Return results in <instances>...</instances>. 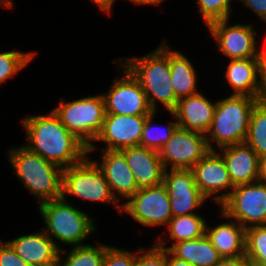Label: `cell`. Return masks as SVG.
Here are the masks:
<instances>
[{"label":"cell","mask_w":266,"mask_h":266,"mask_svg":"<svg viewBox=\"0 0 266 266\" xmlns=\"http://www.w3.org/2000/svg\"><path fill=\"white\" fill-rule=\"evenodd\" d=\"M169 251L192 266H216L222 259L205 234L194 240L175 243Z\"/></svg>","instance_id":"obj_24"},{"label":"cell","mask_w":266,"mask_h":266,"mask_svg":"<svg viewBox=\"0 0 266 266\" xmlns=\"http://www.w3.org/2000/svg\"><path fill=\"white\" fill-rule=\"evenodd\" d=\"M215 211L218 212L216 215L219 217L217 224L214 223V219L213 225L210 220H207L205 228V235L213 247L222 258L245 255L246 229L236 220L229 218L222 210Z\"/></svg>","instance_id":"obj_16"},{"label":"cell","mask_w":266,"mask_h":266,"mask_svg":"<svg viewBox=\"0 0 266 266\" xmlns=\"http://www.w3.org/2000/svg\"><path fill=\"white\" fill-rule=\"evenodd\" d=\"M257 102L266 107V70L262 71L260 90L257 96Z\"/></svg>","instance_id":"obj_40"},{"label":"cell","mask_w":266,"mask_h":266,"mask_svg":"<svg viewBox=\"0 0 266 266\" xmlns=\"http://www.w3.org/2000/svg\"><path fill=\"white\" fill-rule=\"evenodd\" d=\"M91 4L96 6L100 10L102 14L107 15L110 17L113 14V9L115 4H117V0H88Z\"/></svg>","instance_id":"obj_37"},{"label":"cell","mask_w":266,"mask_h":266,"mask_svg":"<svg viewBox=\"0 0 266 266\" xmlns=\"http://www.w3.org/2000/svg\"><path fill=\"white\" fill-rule=\"evenodd\" d=\"M0 266H31L23 261L12 246L0 238Z\"/></svg>","instance_id":"obj_35"},{"label":"cell","mask_w":266,"mask_h":266,"mask_svg":"<svg viewBox=\"0 0 266 266\" xmlns=\"http://www.w3.org/2000/svg\"><path fill=\"white\" fill-rule=\"evenodd\" d=\"M0 7L12 11L16 6L13 0H0Z\"/></svg>","instance_id":"obj_44"},{"label":"cell","mask_w":266,"mask_h":266,"mask_svg":"<svg viewBox=\"0 0 266 266\" xmlns=\"http://www.w3.org/2000/svg\"><path fill=\"white\" fill-rule=\"evenodd\" d=\"M59 97L51 110L60 122L88 148L102 129L105 118L103 94L81 96L72 100Z\"/></svg>","instance_id":"obj_7"},{"label":"cell","mask_w":266,"mask_h":266,"mask_svg":"<svg viewBox=\"0 0 266 266\" xmlns=\"http://www.w3.org/2000/svg\"><path fill=\"white\" fill-rule=\"evenodd\" d=\"M120 152L124 155L139 188L163 183L165 169L158 151L139 145L122 149Z\"/></svg>","instance_id":"obj_21"},{"label":"cell","mask_w":266,"mask_h":266,"mask_svg":"<svg viewBox=\"0 0 266 266\" xmlns=\"http://www.w3.org/2000/svg\"><path fill=\"white\" fill-rule=\"evenodd\" d=\"M196 15L202 20L205 28L212 22L232 18L236 0H193ZM233 8V9H232ZM232 16V17H231Z\"/></svg>","instance_id":"obj_29"},{"label":"cell","mask_w":266,"mask_h":266,"mask_svg":"<svg viewBox=\"0 0 266 266\" xmlns=\"http://www.w3.org/2000/svg\"><path fill=\"white\" fill-rule=\"evenodd\" d=\"M191 171L200 192L217 208L235 187L223 157L216 150H210Z\"/></svg>","instance_id":"obj_14"},{"label":"cell","mask_w":266,"mask_h":266,"mask_svg":"<svg viewBox=\"0 0 266 266\" xmlns=\"http://www.w3.org/2000/svg\"><path fill=\"white\" fill-rule=\"evenodd\" d=\"M172 217L201 213L200 210L210 206V201L203 194L169 195ZM203 207V208H202Z\"/></svg>","instance_id":"obj_32"},{"label":"cell","mask_w":266,"mask_h":266,"mask_svg":"<svg viewBox=\"0 0 266 266\" xmlns=\"http://www.w3.org/2000/svg\"><path fill=\"white\" fill-rule=\"evenodd\" d=\"M236 2V5L241 3L244 6L243 9L247 8L252 12V19L255 20L252 16L255 15L261 25H266V0H236Z\"/></svg>","instance_id":"obj_36"},{"label":"cell","mask_w":266,"mask_h":266,"mask_svg":"<svg viewBox=\"0 0 266 266\" xmlns=\"http://www.w3.org/2000/svg\"><path fill=\"white\" fill-rule=\"evenodd\" d=\"M205 216L207 215L194 213L172 217L166 228L163 229L165 232L158 234L157 238L154 236V243L159 248L169 250L175 243L202 237L205 234L208 219Z\"/></svg>","instance_id":"obj_22"},{"label":"cell","mask_w":266,"mask_h":266,"mask_svg":"<svg viewBox=\"0 0 266 266\" xmlns=\"http://www.w3.org/2000/svg\"><path fill=\"white\" fill-rule=\"evenodd\" d=\"M163 184L168 195L202 194L191 169H168L163 173Z\"/></svg>","instance_id":"obj_30"},{"label":"cell","mask_w":266,"mask_h":266,"mask_svg":"<svg viewBox=\"0 0 266 266\" xmlns=\"http://www.w3.org/2000/svg\"><path fill=\"white\" fill-rule=\"evenodd\" d=\"M167 0H126V2H130L133 3V5H136V6H149V7H156L157 6H161V4L165 3Z\"/></svg>","instance_id":"obj_41"},{"label":"cell","mask_w":266,"mask_h":266,"mask_svg":"<svg viewBox=\"0 0 266 266\" xmlns=\"http://www.w3.org/2000/svg\"><path fill=\"white\" fill-rule=\"evenodd\" d=\"M147 116L105 114L102 129L88 149L120 151L139 146Z\"/></svg>","instance_id":"obj_13"},{"label":"cell","mask_w":266,"mask_h":266,"mask_svg":"<svg viewBox=\"0 0 266 266\" xmlns=\"http://www.w3.org/2000/svg\"><path fill=\"white\" fill-rule=\"evenodd\" d=\"M259 181L266 183V155L259 157Z\"/></svg>","instance_id":"obj_43"},{"label":"cell","mask_w":266,"mask_h":266,"mask_svg":"<svg viewBox=\"0 0 266 266\" xmlns=\"http://www.w3.org/2000/svg\"><path fill=\"white\" fill-rule=\"evenodd\" d=\"M210 148L206 135L177 127L158 151L162 165L168 169H191Z\"/></svg>","instance_id":"obj_12"},{"label":"cell","mask_w":266,"mask_h":266,"mask_svg":"<svg viewBox=\"0 0 266 266\" xmlns=\"http://www.w3.org/2000/svg\"><path fill=\"white\" fill-rule=\"evenodd\" d=\"M245 143L258 155H266V107L256 103L250 117Z\"/></svg>","instance_id":"obj_28"},{"label":"cell","mask_w":266,"mask_h":266,"mask_svg":"<svg viewBox=\"0 0 266 266\" xmlns=\"http://www.w3.org/2000/svg\"><path fill=\"white\" fill-rule=\"evenodd\" d=\"M62 198L71 203L73 200H80L87 201L88 204H110L120 215L122 212V205L112 195L103 172L89 156L82 162L63 169Z\"/></svg>","instance_id":"obj_6"},{"label":"cell","mask_w":266,"mask_h":266,"mask_svg":"<svg viewBox=\"0 0 266 266\" xmlns=\"http://www.w3.org/2000/svg\"><path fill=\"white\" fill-rule=\"evenodd\" d=\"M218 208L245 229L266 225V183L258 180L235 186Z\"/></svg>","instance_id":"obj_11"},{"label":"cell","mask_w":266,"mask_h":266,"mask_svg":"<svg viewBox=\"0 0 266 266\" xmlns=\"http://www.w3.org/2000/svg\"><path fill=\"white\" fill-rule=\"evenodd\" d=\"M136 249L129 250L113 244L106 248L102 266H135Z\"/></svg>","instance_id":"obj_34"},{"label":"cell","mask_w":266,"mask_h":266,"mask_svg":"<svg viewBox=\"0 0 266 266\" xmlns=\"http://www.w3.org/2000/svg\"><path fill=\"white\" fill-rule=\"evenodd\" d=\"M172 118L165 120V124L156 123L155 120L158 118L156 114L159 113L153 111L146 117L145 125L141 132L140 146L148 149L159 151L162 146L169 140L172 133L178 127L176 116L173 112H167ZM171 114V115H170ZM174 118V119H173Z\"/></svg>","instance_id":"obj_26"},{"label":"cell","mask_w":266,"mask_h":266,"mask_svg":"<svg viewBox=\"0 0 266 266\" xmlns=\"http://www.w3.org/2000/svg\"><path fill=\"white\" fill-rule=\"evenodd\" d=\"M109 245L99 241L96 243L95 241L93 244L61 249L58 266H102L106 248Z\"/></svg>","instance_id":"obj_25"},{"label":"cell","mask_w":266,"mask_h":266,"mask_svg":"<svg viewBox=\"0 0 266 266\" xmlns=\"http://www.w3.org/2000/svg\"><path fill=\"white\" fill-rule=\"evenodd\" d=\"M245 256L252 266L266 265V225L246 228Z\"/></svg>","instance_id":"obj_31"},{"label":"cell","mask_w":266,"mask_h":266,"mask_svg":"<svg viewBox=\"0 0 266 266\" xmlns=\"http://www.w3.org/2000/svg\"><path fill=\"white\" fill-rule=\"evenodd\" d=\"M217 99V104L206 139L210 150L245 143L252 110L257 98L228 94Z\"/></svg>","instance_id":"obj_5"},{"label":"cell","mask_w":266,"mask_h":266,"mask_svg":"<svg viewBox=\"0 0 266 266\" xmlns=\"http://www.w3.org/2000/svg\"><path fill=\"white\" fill-rule=\"evenodd\" d=\"M137 245L135 266H167V250L159 248L154 242L147 246Z\"/></svg>","instance_id":"obj_33"},{"label":"cell","mask_w":266,"mask_h":266,"mask_svg":"<svg viewBox=\"0 0 266 266\" xmlns=\"http://www.w3.org/2000/svg\"><path fill=\"white\" fill-rule=\"evenodd\" d=\"M167 266H192L185 260L175 257L169 250H167Z\"/></svg>","instance_id":"obj_42"},{"label":"cell","mask_w":266,"mask_h":266,"mask_svg":"<svg viewBox=\"0 0 266 266\" xmlns=\"http://www.w3.org/2000/svg\"><path fill=\"white\" fill-rule=\"evenodd\" d=\"M261 27H265V28H261ZM261 27L259 28L260 30L262 29L260 31L261 32L260 35H262V31H263V35H262V37H259V60L262 63L263 70H266V25L265 26L261 25ZM260 38H262V39H260ZM261 42H262V44H261ZM262 46H263V48H262Z\"/></svg>","instance_id":"obj_39"},{"label":"cell","mask_w":266,"mask_h":266,"mask_svg":"<svg viewBox=\"0 0 266 266\" xmlns=\"http://www.w3.org/2000/svg\"><path fill=\"white\" fill-rule=\"evenodd\" d=\"M125 213V214H124ZM121 215L129 217L135 224L153 231L165 229L172 218L170 197L166 186L143 187L122 204ZM127 216V217H126ZM156 228V229H154Z\"/></svg>","instance_id":"obj_9"},{"label":"cell","mask_w":266,"mask_h":266,"mask_svg":"<svg viewBox=\"0 0 266 266\" xmlns=\"http://www.w3.org/2000/svg\"><path fill=\"white\" fill-rule=\"evenodd\" d=\"M226 62L222 69V82L227 85V89L229 87L227 92L257 98L263 71L259 58L230 59Z\"/></svg>","instance_id":"obj_18"},{"label":"cell","mask_w":266,"mask_h":266,"mask_svg":"<svg viewBox=\"0 0 266 266\" xmlns=\"http://www.w3.org/2000/svg\"><path fill=\"white\" fill-rule=\"evenodd\" d=\"M5 154L17 182L19 180L23 188L27 189L37 206L62 198L63 169L60 166L31 152L22 143L10 146Z\"/></svg>","instance_id":"obj_4"},{"label":"cell","mask_w":266,"mask_h":266,"mask_svg":"<svg viewBox=\"0 0 266 266\" xmlns=\"http://www.w3.org/2000/svg\"><path fill=\"white\" fill-rule=\"evenodd\" d=\"M216 266H252L249 259L243 255L238 257L222 258Z\"/></svg>","instance_id":"obj_38"},{"label":"cell","mask_w":266,"mask_h":266,"mask_svg":"<svg viewBox=\"0 0 266 266\" xmlns=\"http://www.w3.org/2000/svg\"><path fill=\"white\" fill-rule=\"evenodd\" d=\"M151 52L145 55L122 57L115 59L121 63L139 82L146 94L151 109L160 112H172L178 102L171 84L170 46L163 37ZM161 106V107H160ZM164 107V108H163Z\"/></svg>","instance_id":"obj_2"},{"label":"cell","mask_w":266,"mask_h":266,"mask_svg":"<svg viewBox=\"0 0 266 266\" xmlns=\"http://www.w3.org/2000/svg\"><path fill=\"white\" fill-rule=\"evenodd\" d=\"M19 120L25 130L26 141L22 144L62 169L76 165L88 156V147L60 122L52 110L46 114H27Z\"/></svg>","instance_id":"obj_1"},{"label":"cell","mask_w":266,"mask_h":266,"mask_svg":"<svg viewBox=\"0 0 266 266\" xmlns=\"http://www.w3.org/2000/svg\"><path fill=\"white\" fill-rule=\"evenodd\" d=\"M112 62L116 65L117 77L111 80L112 84L106 92H101L106 114L150 115L153 110L139 82L116 59Z\"/></svg>","instance_id":"obj_10"},{"label":"cell","mask_w":266,"mask_h":266,"mask_svg":"<svg viewBox=\"0 0 266 266\" xmlns=\"http://www.w3.org/2000/svg\"><path fill=\"white\" fill-rule=\"evenodd\" d=\"M94 153L100 156L96 155L94 159L91 157ZM88 156L101 169L112 195L121 205L139 190L134 174L120 151L88 149Z\"/></svg>","instance_id":"obj_15"},{"label":"cell","mask_w":266,"mask_h":266,"mask_svg":"<svg viewBox=\"0 0 266 266\" xmlns=\"http://www.w3.org/2000/svg\"><path fill=\"white\" fill-rule=\"evenodd\" d=\"M38 230V231H37ZM35 232L24 233L7 242L18 256L31 266H58L60 249L39 227Z\"/></svg>","instance_id":"obj_19"},{"label":"cell","mask_w":266,"mask_h":266,"mask_svg":"<svg viewBox=\"0 0 266 266\" xmlns=\"http://www.w3.org/2000/svg\"><path fill=\"white\" fill-rule=\"evenodd\" d=\"M232 19L218 20L205 28L208 31L207 37L210 36L216 43V54L220 52L221 57L225 58L222 62L230 59L259 58L260 30L256 28L257 24L253 21L245 23L244 20L233 23Z\"/></svg>","instance_id":"obj_8"},{"label":"cell","mask_w":266,"mask_h":266,"mask_svg":"<svg viewBox=\"0 0 266 266\" xmlns=\"http://www.w3.org/2000/svg\"><path fill=\"white\" fill-rule=\"evenodd\" d=\"M38 51H24L16 49H8L0 51V86L5 85L7 81L17 77L22 70L26 69L28 65L37 59ZM12 78V79H11Z\"/></svg>","instance_id":"obj_27"},{"label":"cell","mask_w":266,"mask_h":266,"mask_svg":"<svg viewBox=\"0 0 266 266\" xmlns=\"http://www.w3.org/2000/svg\"><path fill=\"white\" fill-rule=\"evenodd\" d=\"M74 202L63 198L47 201L37 206L38 214L43 221L42 230L61 250L66 246H82L88 242L92 234L98 233L96 218L78 207ZM61 243V245L59 244ZM64 245V246H63Z\"/></svg>","instance_id":"obj_3"},{"label":"cell","mask_w":266,"mask_h":266,"mask_svg":"<svg viewBox=\"0 0 266 266\" xmlns=\"http://www.w3.org/2000/svg\"><path fill=\"white\" fill-rule=\"evenodd\" d=\"M216 151L223 157L234 186L259 180V157L249 145L240 143Z\"/></svg>","instance_id":"obj_20"},{"label":"cell","mask_w":266,"mask_h":266,"mask_svg":"<svg viewBox=\"0 0 266 266\" xmlns=\"http://www.w3.org/2000/svg\"><path fill=\"white\" fill-rule=\"evenodd\" d=\"M201 91L195 95L178 99L172 111L177 119L178 127L186 130L197 131L206 135L209 131L214 116L217 99L208 97Z\"/></svg>","instance_id":"obj_17"},{"label":"cell","mask_w":266,"mask_h":266,"mask_svg":"<svg viewBox=\"0 0 266 266\" xmlns=\"http://www.w3.org/2000/svg\"><path fill=\"white\" fill-rule=\"evenodd\" d=\"M186 55L180 49L175 50L174 47H170L171 84L178 99L201 91L198 82L202 80L198 77L200 75L198 67L195 66L192 58Z\"/></svg>","instance_id":"obj_23"}]
</instances>
